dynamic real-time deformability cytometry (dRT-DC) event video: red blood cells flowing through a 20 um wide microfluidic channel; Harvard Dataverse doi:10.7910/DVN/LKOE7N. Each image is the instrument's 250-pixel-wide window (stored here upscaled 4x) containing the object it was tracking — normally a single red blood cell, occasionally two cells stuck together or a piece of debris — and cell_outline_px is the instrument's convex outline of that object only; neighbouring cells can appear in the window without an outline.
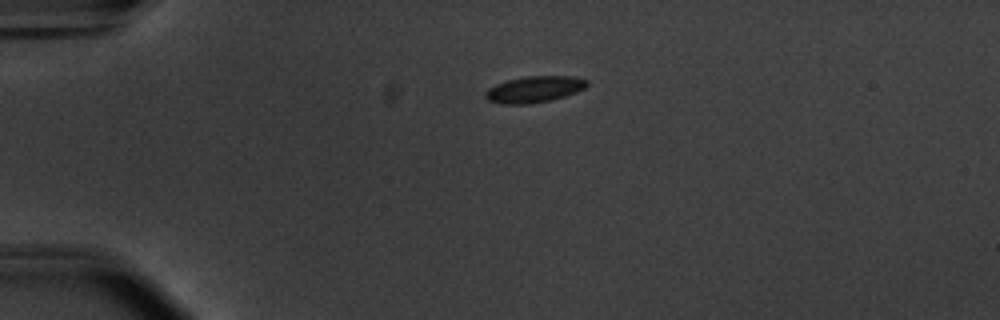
{"species": "common noctule bat (a hibernating species)", "species_latin": "Nyctalus noctula", "temperature_condition": "warm", "stored_images_in_passage": 42, "camera_frame_rate_fps": 3000, "um_per_image_px": 0.085, "animal": {"sex": "male", "body_mass_g": 20.1, "forearm_length_mm": 53.5}, "frame": {"image": 1, "passage_image": 1, "time_ms": 0.0, "image_size_px": [1000, 320], "cell_outline_px": [[588, 84], [584, 88], [576, 92], [552, 100], [528, 104], [504, 104], [488, 100], [484, 96], [484, 92], [488, 88], [496, 84], [508, 80], [528, 76], [568, 76], [588, 80]], "centroid_in_image_um": [45.39, 7.6], "position_along_channel_um": 39.6, "area_um2": 15.49}}
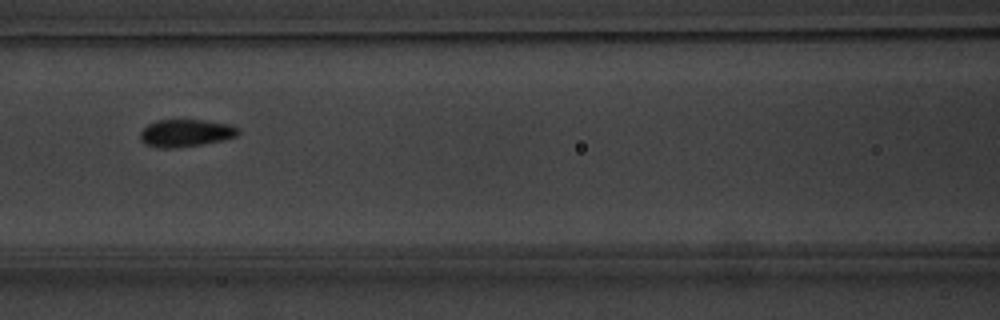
{"frame": {"image": 2, "passage_image": 13, "time_ms": 4.0, "image_size_px": [1000, 320], "cell_outline_px": [[240, 132], [236, 136], [224, 140], [176, 148], [160, 148], [144, 144], [140, 140], [140, 132], [148, 124], [156, 120], [204, 120], [232, 124], [240, 128]], "centroid_in_image_um": [15.8, 11.3], "position_along_channel_um": 150.8, "area_um2": 15.84}}
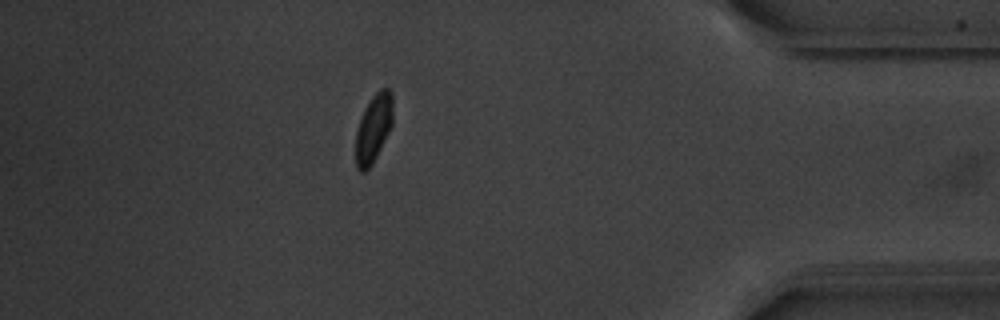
{"frame": {"image": 3, "passage_image": 36, "time_ms": 11.667, "image_size_px": [1000, 320], "cell_outline_px": [[392, 124], [372, 164], [364, 172], [360, 172], [356, 168], [356, 132], [364, 108], [372, 96], [380, 88], [388, 88], [392, 92]], "centroid_in_image_um": [31.74, 10.88], "position_along_channel_um": 403.5, "area_um2": 14.57}, "authors_computed_cell_mechanics": {"area_um2": 15.1147, "velocity_mm_per_s": 3.7505, "shape_relaxation_time_tau1_ms": 2.9112, "shape_relaxation_time_tau2_ms": null, "deformation_change_tau1": 0.1012, "deformation_change_tau2": null}}